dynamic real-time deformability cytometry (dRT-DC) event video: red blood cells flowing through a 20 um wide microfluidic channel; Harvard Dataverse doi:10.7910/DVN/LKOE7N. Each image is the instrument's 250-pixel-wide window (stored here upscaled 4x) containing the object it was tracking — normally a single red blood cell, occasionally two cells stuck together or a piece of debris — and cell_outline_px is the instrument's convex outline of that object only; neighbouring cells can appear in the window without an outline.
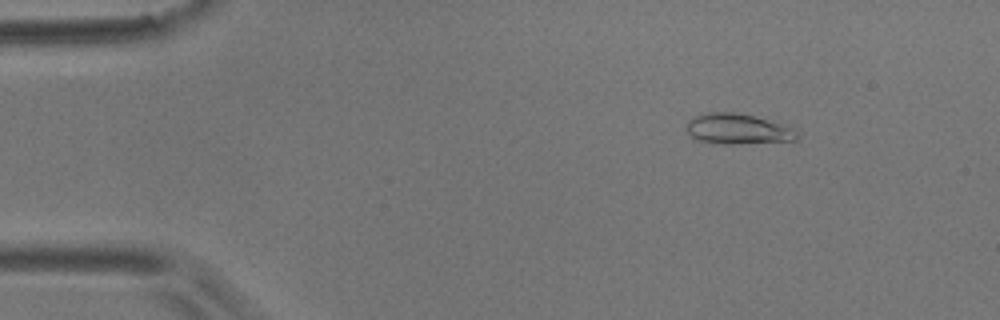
{"species": "common noctule bat (a hibernating species)", "species_latin": "Nyctalus noctula", "temperature_condition": "room temperature", "stored_images_in_passage": 10, "camera_frame_rate_fps": 3000, "um_per_image_px": 0.085, "animal": {"sex": "male", "body_mass_g": 17.9}, "frame": {"image": 1, "passage_image": 2, "time_ms": 0.333, "image_size_px": [1000, 320], "cell_outline_px": [[800, 136], [796, 140], [732, 144], [712, 144], [700, 140], [692, 136], [688, 132], [688, 120], [696, 116], [708, 112], [732, 112], [752, 116], [800, 128]], "centroid_in_image_um": [62.81, 10.97], "position_along_channel_um": 22.2, "area_um2": 19.71}}
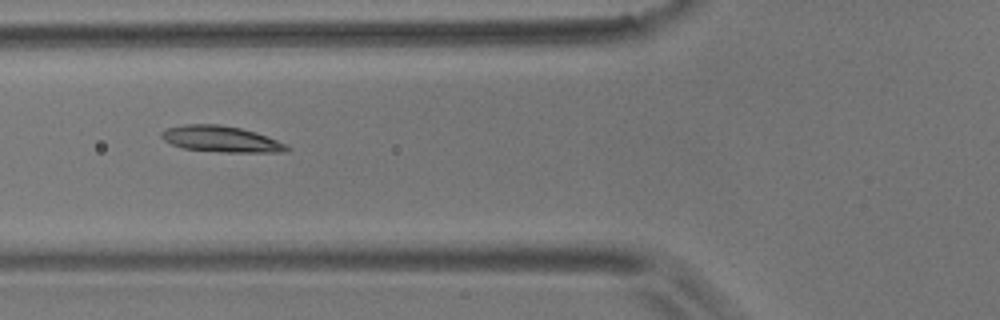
{"frame": {"image": 2, "passage_image": 6, "time_ms": 1.667, "image_size_px": [1000, 320], "cell_outline_px": [[292, 148], [288, 152], [224, 152], [184, 148], [172, 144], [164, 140], [160, 136], [160, 132], [168, 128], [184, 124], [220, 124], [240, 128], [256, 132], [276, 140]], "centroid_in_image_um": [18.79, 11.81], "position_along_channel_um": 107.0, "area_um2": 18.96}}
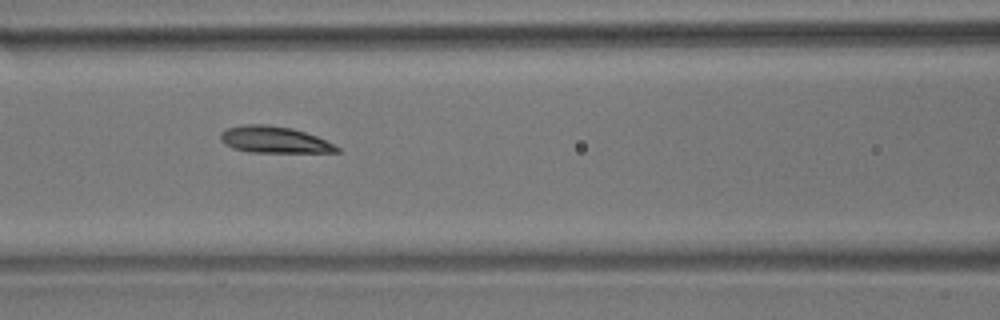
{"frame": {"image": 3, "passage_image": 7, "time_ms": 2.0, "image_size_px": [1000, 320], "cell_outline_px": [[340, 152], [248, 152], [232, 148], [224, 144], [220, 140], [220, 132], [228, 128], [244, 124], [264, 124], [292, 128], [316, 136], [340, 148]], "centroid_in_image_um": [23.25, 11.87], "position_along_channel_um": 143.3, "area_um2": 17.92}}